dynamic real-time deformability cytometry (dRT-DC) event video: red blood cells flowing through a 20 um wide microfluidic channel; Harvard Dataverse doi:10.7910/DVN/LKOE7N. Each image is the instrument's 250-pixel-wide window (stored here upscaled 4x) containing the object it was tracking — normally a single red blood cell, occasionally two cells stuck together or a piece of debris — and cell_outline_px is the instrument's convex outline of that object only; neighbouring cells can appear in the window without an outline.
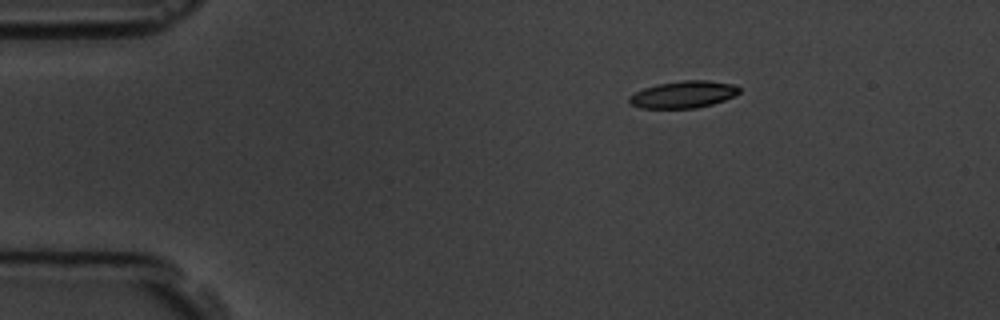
{"species": "common noctule bat (a hibernating species)", "species_latin": "Nyctalus noctula", "temperature_condition": "room temperature", "stored_images_in_passage": 3, "camera_frame_rate_fps": 3000, "um_per_image_px": 0.085, "animal": {"sex": "male", "body_mass_g": 19.5, "forearm_length_mm": 54.6}, "frame": {"image": 1, "passage_image": 1, "time_ms": 0.0, "image_size_px": [1000, 320], "cell_outline_px": [[740, 92], [724, 100], [712, 104], [696, 108], [640, 108], [632, 104], [628, 100], [628, 96], [644, 88], [656, 84], [684, 80], [708, 80], [736, 84], [740, 88]], "centroid_in_image_um": [58.09, 8.02], "position_along_channel_um": 26.9, "area_um2": 17.34}}
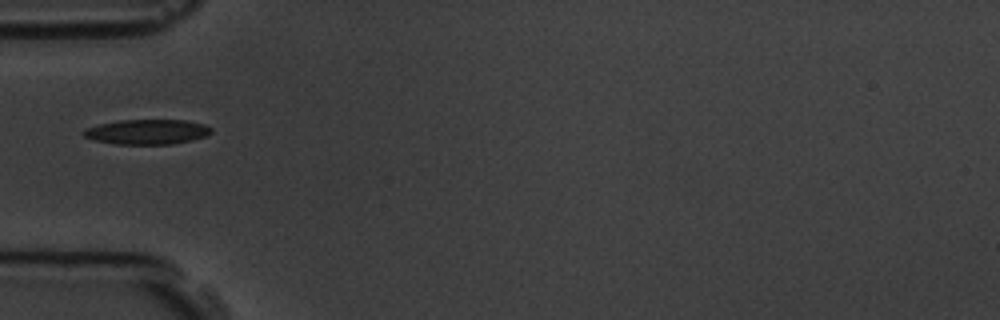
{"frame": {"image": 2, "passage_image": 3, "time_ms": 3.0, "image_size_px": [1000, 320], "cell_outline_px": [[212, 132], [208, 136], [192, 140], [172, 144], [116, 144], [96, 140], [84, 136], [80, 132], [84, 128], [100, 124], [120, 120], [188, 120], [204, 124], [212, 128]], "centroid_in_image_um": [12.53, 11.2], "position_along_channel_um": 72.5, "area_um2": 18.67}}